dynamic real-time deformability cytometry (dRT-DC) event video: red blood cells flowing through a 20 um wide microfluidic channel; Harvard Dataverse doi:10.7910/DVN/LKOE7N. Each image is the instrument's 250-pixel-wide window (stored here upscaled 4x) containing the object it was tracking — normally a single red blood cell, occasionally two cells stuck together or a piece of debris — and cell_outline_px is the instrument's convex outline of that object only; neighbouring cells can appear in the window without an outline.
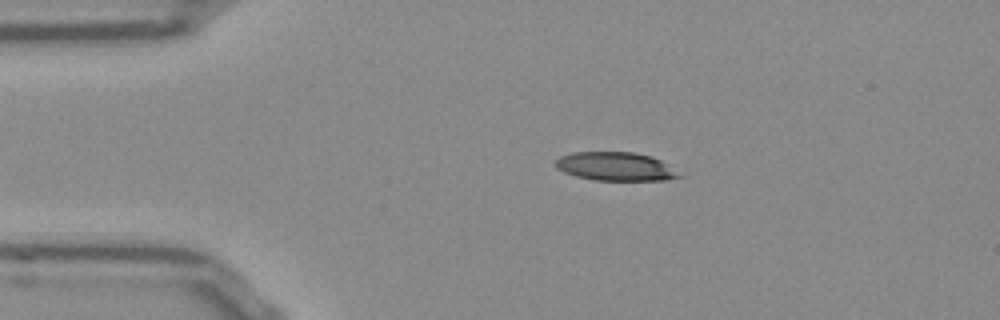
{"species": "Egyptian fruit bat (a non-hibernating species)", "species_latin": "Rousettus aegyptiacus", "temperature_condition": "room temperature", "stored_images_in_passage": 43, "camera_frame_rate_fps": 3000, "um_per_image_px": 0.085, "frame": {"image": 1, "passage_image": 1, "time_ms": 0.0, "image_size_px": [1000, 320], "cell_outline_px": [[684, 176], [668, 180], [596, 180], [576, 176], [564, 172], [556, 168], [552, 164], [560, 156], [572, 152], [636, 152], [652, 156], [660, 160]], "centroid_in_image_um": [52.3, 14.14], "position_along_channel_um": 32.7, "area_um2": 20.69}}
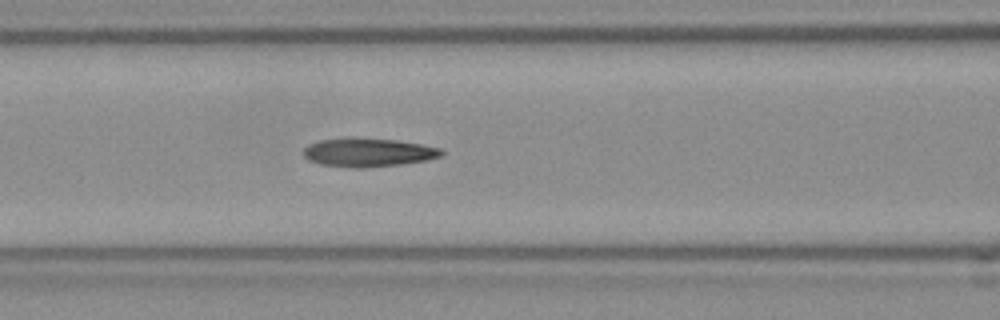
{"frame": {"image": 2, "passage_image": 12, "time_ms": 3.667, "image_size_px": [1000, 320], "cell_outline_px": [[444, 152], [440, 156], [428, 160], [400, 164], [360, 168], [352, 168], [320, 164], [308, 160], [304, 156], [304, 148], [308, 144], [320, 140], [348, 136], [396, 140], [420, 144], [440, 148]], "centroid_in_image_um": [31.25, 12.94], "position_along_channel_um": 135.3, "area_um2": 23.24}}
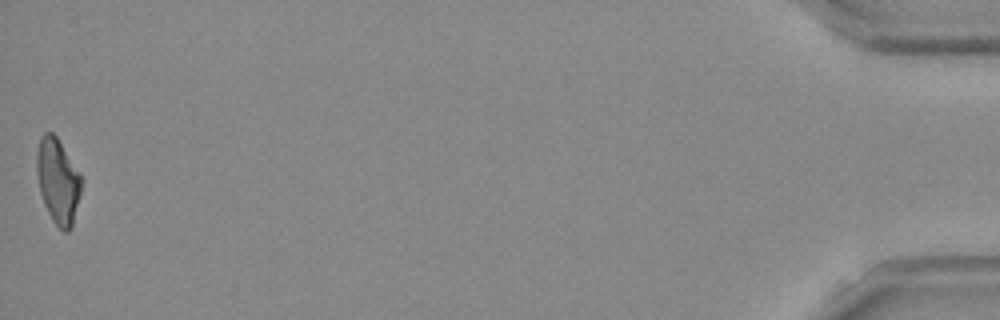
{"frame": {"image": 3, "passage_image": 43, "time_ms": 14.0, "image_size_px": [1000, 320], "cell_outline_px": [[80, 192], [72, 228], [68, 232], [64, 232], [52, 220], [44, 204], [40, 192], [36, 172], [36, 152], [40, 136], [44, 132], [52, 132], [56, 136], [80, 172]], "centroid_in_image_um": [4.89, 15.37], "position_along_channel_um": 430.3, "area_um2": 22.08}, "authors_computed_cell_mechanics": {"area_um2": 22.542, "velocity_mm_per_s": 3.8528, "shape_relaxation_time_tau1_ms": null, "shape_relaxation_time_tau2_ms": 4.1878, "deformation_change_tau1": null, "deformation_change_tau2": 0.1539}}